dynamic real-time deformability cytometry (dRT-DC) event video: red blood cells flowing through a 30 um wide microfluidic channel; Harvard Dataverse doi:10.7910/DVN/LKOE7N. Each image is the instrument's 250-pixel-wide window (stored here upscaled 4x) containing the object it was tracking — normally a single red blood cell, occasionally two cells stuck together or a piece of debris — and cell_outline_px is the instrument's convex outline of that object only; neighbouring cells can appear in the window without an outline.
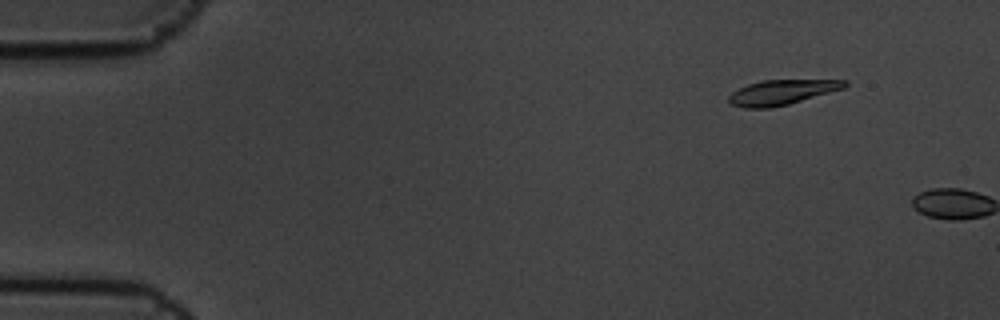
{"species": "common noctule bat (a hibernating species)", "species_latin": "Nyctalus noctula", "temperature_condition": "cold", "stored_images_in_passage": 3, "camera_frame_rate_fps": 3000, "um_per_image_px": 0.085, "animal": {"sex": "male", "body_mass_g": 19.5, "forearm_length_mm": 54.6}, "frame": {"image": 1, "passage_image": 2, "time_ms": 0.333, "image_size_px": [1000, 320], "cell_outline_px": [[848, 84], [844, 88], [788, 104], [768, 108], [744, 108], [732, 104], [728, 100], [728, 96], [732, 92], [748, 84], [760, 80], [848, 80]], "centroid_in_image_um": [66.44, 7.84], "position_along_channel_um": 18.6, "area_um2": 16.65}}